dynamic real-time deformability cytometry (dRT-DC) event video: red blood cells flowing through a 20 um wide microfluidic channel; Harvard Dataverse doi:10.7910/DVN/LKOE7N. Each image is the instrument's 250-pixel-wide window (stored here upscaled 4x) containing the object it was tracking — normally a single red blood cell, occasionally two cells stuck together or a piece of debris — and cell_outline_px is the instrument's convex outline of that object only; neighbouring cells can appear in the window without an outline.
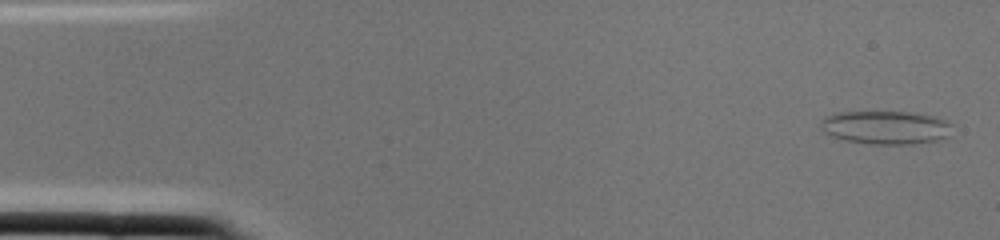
{"species": "common noctule bat (a hibernating species)", "species_latin": "Nyctalus noctula", "temperature_condition": "cold", "stored_images_in_passage": 2, "camera_frame_rate_fps": 3000, "um_per_image_px": 0.085, "animal": {"sex": "female", "body_mass_g": 22.0, "forearm_length_mm": 56.7}, "frame": {"image": 1, "passage_image": 1, "time_ms": 0.0, "image_size_px": [1000, 240], "cell_outline_px": [[952, 136], [940, 140], [912, 144], [868, 144], [844, 140], [832, 136], [824, 132], [820, 128], [820, 124], [824, 116], [836, 112], [908, 112], [936, 116], [948, 120], [952, 124]], "centroid_in_image_um": [75.33, 10.84], "position_along_channel_um": 9.7, "area_um2": 26.13}}
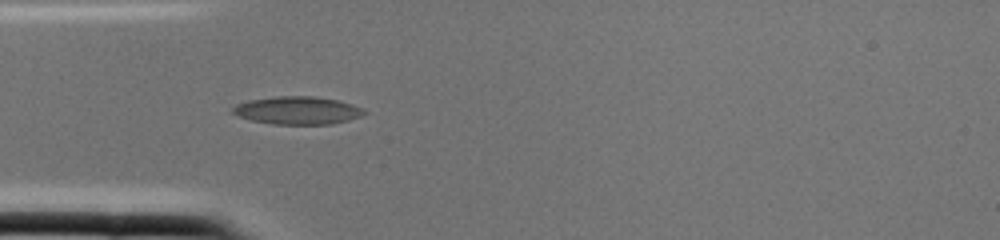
{"frame": {"image": 2, "passage_image": 2, "time_ms": 0.333, "image_size_px": [1000, 240], "cell_outline_px": [[368, 112], [360, 116], [348, 120], [332, 124], [272, 124], [252, 120], [240, 116], [232, 112], [232, 108], [236, 104], [248, 100], [276, 96], [316, 96], [336, 100], [352, 104], [364, 108]], "centroid_in_image_um": [25.31, 9.38], "position_along_channel_um": 59.7, "area_um2": 21.33}}